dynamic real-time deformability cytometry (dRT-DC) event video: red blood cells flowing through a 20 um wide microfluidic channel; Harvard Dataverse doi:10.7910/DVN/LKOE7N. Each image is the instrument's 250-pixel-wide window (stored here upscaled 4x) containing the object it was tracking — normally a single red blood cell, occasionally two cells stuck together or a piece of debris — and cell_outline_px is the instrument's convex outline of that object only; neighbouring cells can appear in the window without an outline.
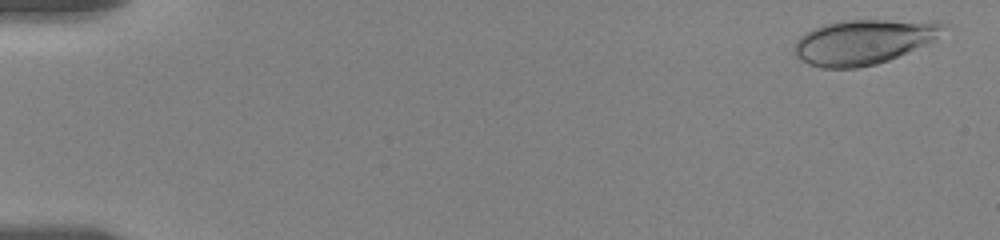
{"species": "human", "species_latin": "Homo sapiens", "temperature_condition": "room temperature", "stored_images_in_passage": 34, "camera_frame_rate_fps": 3000, "um_per_image_px": 0.085, "donor": {"sex": "female"}, "frame": {"image": 1, "passage_image": 1, "time_ms": 0.0, "image_size_px": [1000, 240], "cell_outline_px": [[948, 28], [932, 40], [924, 44], [888, 60], [876, 64], [856, 68], [820, 68], [808, 64], [800, 60], [792, 52], [796, 40], [800, 36], [812, 28], [824, 24], [840, 20], [936, 20], [948, 24]], "centroid_in_image_um": [73.38, 3.54], "position_along_channel_um": 11.6, "area_um2": 39.25}}
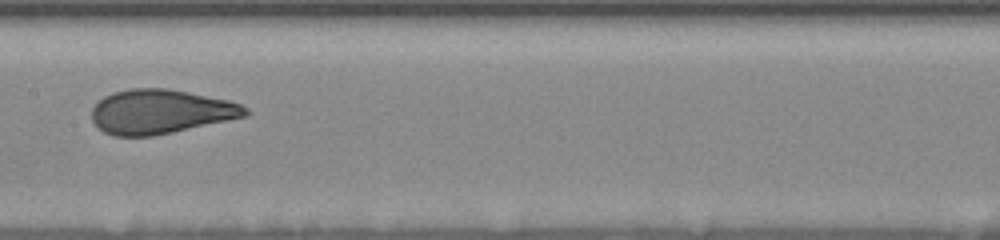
{"frame": {"image": 2, "passage_image": 18, "time_ms": 9.333, "image_size_px": [1000, 240], "cell_outline_px": [[248, 116], [172, 132], [152, 136], [112, 136], [104, 132], [92, 120], [92, 108], [104, 96], [112, 92], [128, 88], [168, 88], [228, 100], [240, 104], [248, 108]], "centroid_in_image_um": [13.64, 9.48], "position_along_channel_um": 193.8, "area_um2": 39.59}}
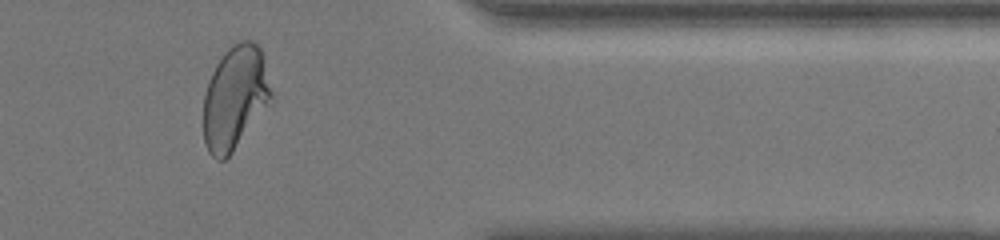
{"frame": {"image": 3, "passage_image": 29, "time_ms": 15.333, "image_size_px": [1000, 240], "cell_outline_px": [[272, 96], [232, 152], [224, 160], [216, 160], [208, 152], [204, 140], [204, 92], [212, 72], [216, 64], [224, 52], [232, 44], [240, 40], [252, 40], [260, 48], [272, 92]], "centroid_in_image_um": [19.93, 8.27], "position_along_channel_um": 391.5, "area_um2": 40.0}, "authors_computed_cell_mechanics": {"area_um2": 39.8531, "velocity_mm_per_s": 3.5254, "shape_relaxation_time_tau1_ms": 4.6422, "shape_relaxation_time_tau2_ms": null, "deformation_change_tau1": 0.1674, "deformation_change_tau2": null}}